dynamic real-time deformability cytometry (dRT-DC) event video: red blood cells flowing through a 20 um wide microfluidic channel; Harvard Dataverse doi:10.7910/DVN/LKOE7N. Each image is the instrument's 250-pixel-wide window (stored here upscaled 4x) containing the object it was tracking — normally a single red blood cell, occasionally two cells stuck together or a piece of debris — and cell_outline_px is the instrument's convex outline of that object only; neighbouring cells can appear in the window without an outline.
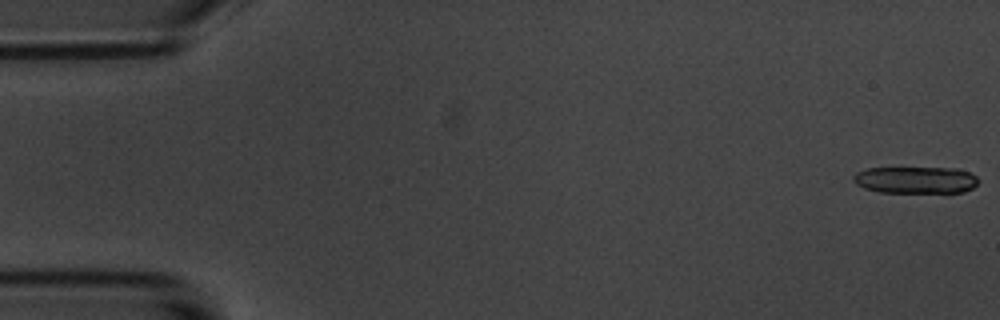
{"species": "common noctule bat (a hibernating species)", "species_latin": "Nyctalus noctula", "temperature_condition": "room temperature", "stored_images_in_passage": 16, "camera_frame_rate_fps": 3000, "um_per_image_px": 0.085, "animal": {"sex": "male", "body_mass_g": 20.1, "forearm_length_mm": 53.5}, "frame": {"image": 1, "passage_image": 1, "time_ms": 0.0, "image_size_px": [1000, 320], "cell_outline_px": [[980, 180], [972, 188], [964, 192], [880, 192], [864, 188], [856, 184], [852, 180], [852, 176], [856, 172], [868, 168], [956, 168], [968, 172], [976, 176]], "centroid_in_image_um": [77.81, 15.29], "position_along_channel_um": 7.2, "area_um2": 19.59}}
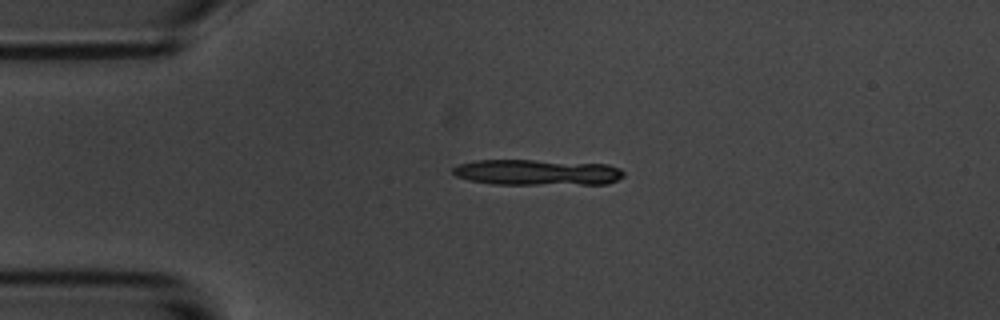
{"frame": {"image": 2, "passage_image": 13, "time_ms": 4.0, "image_size_px": [1000, 320], "cell_outline_px": [[624, 176], [608, 184], [492, 184], [468, 180], [456, 176], [452, 172], [452, 168], [456, 164], [476, 160], [532, 160], [608, 164], [620, 168], [624, 172]], "centroid_in_image_um": [45.64, 14.65], "position_along_channel_um": 39.4, "area_um2": 25.84}}